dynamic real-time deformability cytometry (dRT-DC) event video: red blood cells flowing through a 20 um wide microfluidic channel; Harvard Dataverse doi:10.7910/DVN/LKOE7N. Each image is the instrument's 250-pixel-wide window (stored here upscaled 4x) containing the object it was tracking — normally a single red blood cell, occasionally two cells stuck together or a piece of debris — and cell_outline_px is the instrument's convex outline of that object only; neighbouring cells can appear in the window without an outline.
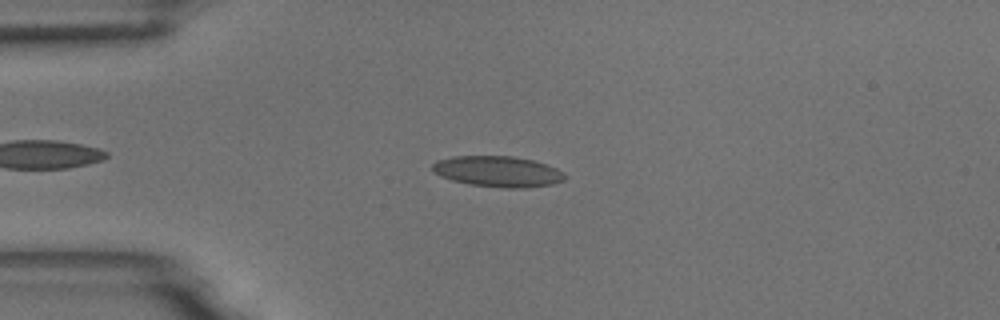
{"species": "common noctule bat (a hibernating species)", "species_latin": "Nyctalus noctula", "temperature_condition": "room temperature", "stored_images_in_passage": 47, "camera_frame_rate_fps": 3000, "um_per_image_px": 0.085, "animal": {"sex": "male", "body_mass_g": 18.8}, "frame": {"image": 1, "passage_image": 10, "time_ms": 3.0, "image_size_px": [1000, 320], "cell_outline_px": [[540, 184], [480, 184], [460, 180], [448, 176], [440, 172], [436, 164], [448, 160], [468, 156], [492, 156], [524, 160], [536, 164]], "centroid_in_image_um": [41.72, 14.48], "position_along_channel_um": 43.3, "area_um2": 16.88}}
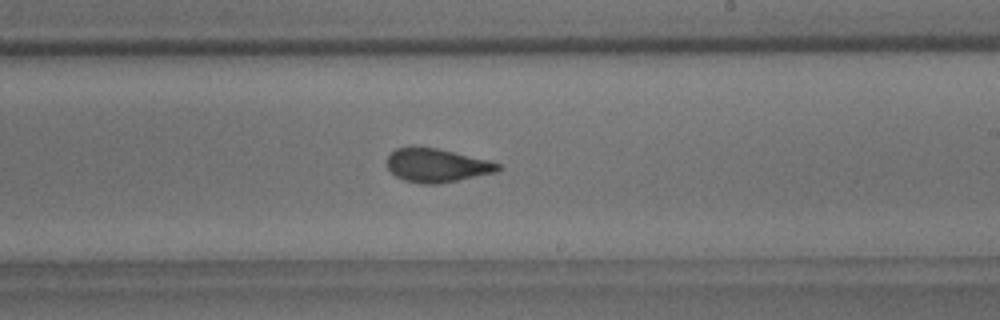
{"frame": {"image": 2, "passage_image": 29, "time_ms": 9.333, "image_size_px": [1000, 320], "cell_outline_px": [[496, 168], [484, 172], [448, 180], [412, 180], [400, 176], [388, 164], [388, 160], [396, 152], [404, 148], [428, 148], [496, 164]], "centroid_in_image_um": [36.99, 14.01], "position_along_channel_um": 252.0, "area_um2": 17.51}}
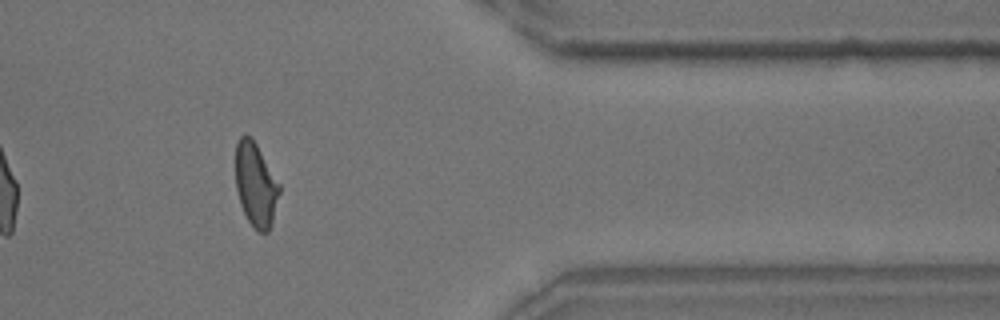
{"frame": {"image": 3, "passage_image": 42, "time_ms": 13.667, "image_size_px": [1000, 320], "cell_outline_px": [[280, 188], [268, 228], [264, 232], [256, 228], [252, 224], [240, 200], [236, 184], [236, 148], [240, 140], [244, 136], [248, 136], [252, 140]], "centroid_in_image_um": [21.7, 15.67], "position_along_channel_um": 389.7, "area_um2": 19.19}, "authors_computed_cell_mechanics": {"area_um2": 17.4556, "velocity_mm_per_s": 3.6393, "shape_relaxation_time_tau1_ms": null, "shape_relaxation_time_tau2_ms": 1.5102, "deformation_change_tau1": null, "deformation_change_tau2": 0.0891}}